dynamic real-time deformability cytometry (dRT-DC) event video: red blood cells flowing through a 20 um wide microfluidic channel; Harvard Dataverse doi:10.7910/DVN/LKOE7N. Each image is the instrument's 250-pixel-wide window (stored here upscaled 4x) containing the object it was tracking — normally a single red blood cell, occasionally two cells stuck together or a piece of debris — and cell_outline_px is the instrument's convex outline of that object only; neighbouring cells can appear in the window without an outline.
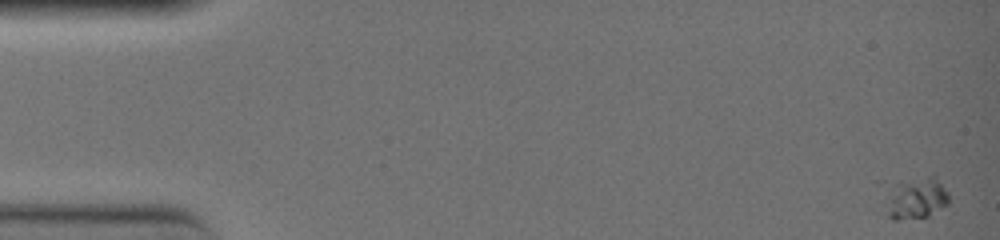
{"species": "common noctule bat (a hibernating species)", "species_latin": "Nyctalus noctula", "temperature_condition": "warm", "stored_images_in_passage": 36, "camera_frame_rate_fps": 3000, "um_per_image_px": 0.085, "animal": {"sex": "female", "body_mass_g": 19.0, "forearm_length_mm": 51.5}, "frame": {"image": 1, "passage_image": 2, "time_ms": 0.333, "image_size_px": [1000, 240], "cell_outline_px": [[948, 204], [928, 216], [900, 220], [892, 220], [888, 216], [876, 184], [876, 180], [928, 176], [936, 176], [948, 192]], "centroid_in_image_um": [77.54, 16.72], "position_along_channel_um": 7.5, "area_um2": 17.8}}
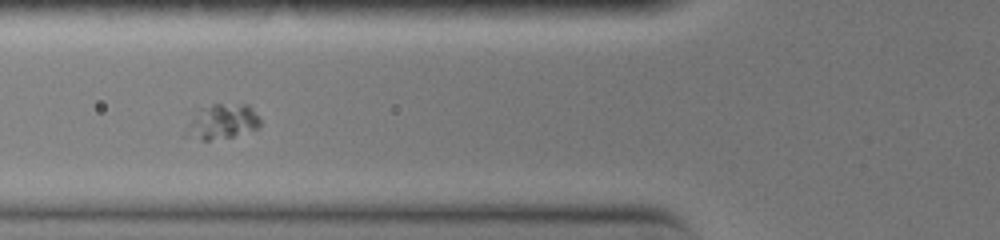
{"frame": {"image": 2, "passage_image": 21, "time_ms": 6.667, "image_size_px": [1000, 240], "cell_outline_px": [[260, 128], [232, 136], [208, 140], [200, 140], [180, 136], [184, 128], [200, 108], [212, 104], [248, 104], [260, 116]], "centroid_in_image_um": [18.84, 10.35], "position_along_channel_um": 107.0, "area_um2": 15.43}}
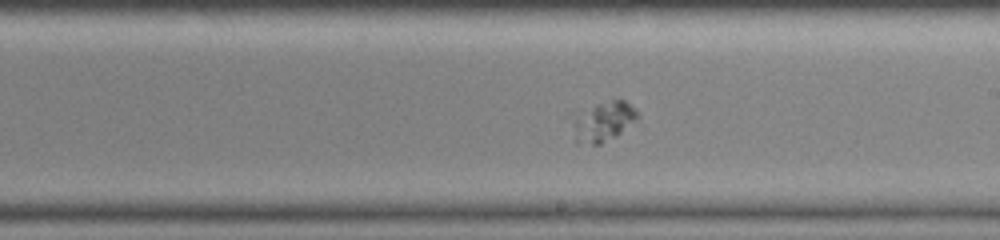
{"frame": {"image": 3, "passage_image": 31, "time_ms": 10.0, "image_size_px": [1000, 240], "cell_outline_px": [[636, 120], [616, 136], [600, 144], [576, 144], [576, 120], [596, 104], [612, 100], [624, 100], [636, 108]], "centroid_in_image_um": [51.38, 10.36], "position_along_channel_um": 237.6, "area_um2": 13.99}}